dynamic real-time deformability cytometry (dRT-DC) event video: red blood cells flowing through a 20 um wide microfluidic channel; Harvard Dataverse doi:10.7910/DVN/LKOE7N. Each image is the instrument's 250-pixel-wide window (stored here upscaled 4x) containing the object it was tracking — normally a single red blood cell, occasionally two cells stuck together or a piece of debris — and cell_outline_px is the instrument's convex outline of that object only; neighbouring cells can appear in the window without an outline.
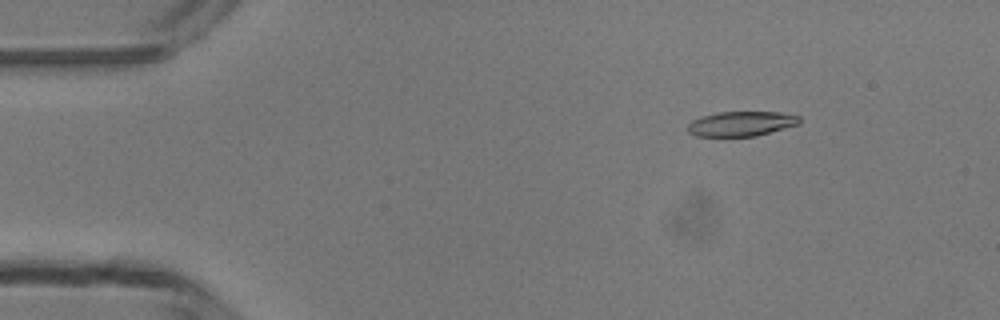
{"species": "common noctule bat (a hibernating species)", "species_latin": "Nyctalus noctula", "temperature_condition": "room temperature", "stored_images_in_passage": 4, "camera_frame_rate_fps": 3000, "um_per_image_px": 0.085, "animal": {"sex": "male", "body_mass_g": 13.3}, "frame": {"image": 1, "passage_image": 2, "time_ms": 1.0, "image_size_px": [1000, 320], "cell_outline_px": [[800, 124], [756, 136], [696, 136], [688, 132], [688, 124], [692, 120], [700, 116], [720, 112], [780, 112], [800, 116]], "centroid_in_image_um": [63.01, 10.51], "position_along_channel_um": 22.0, "area_um2": 16.18}}